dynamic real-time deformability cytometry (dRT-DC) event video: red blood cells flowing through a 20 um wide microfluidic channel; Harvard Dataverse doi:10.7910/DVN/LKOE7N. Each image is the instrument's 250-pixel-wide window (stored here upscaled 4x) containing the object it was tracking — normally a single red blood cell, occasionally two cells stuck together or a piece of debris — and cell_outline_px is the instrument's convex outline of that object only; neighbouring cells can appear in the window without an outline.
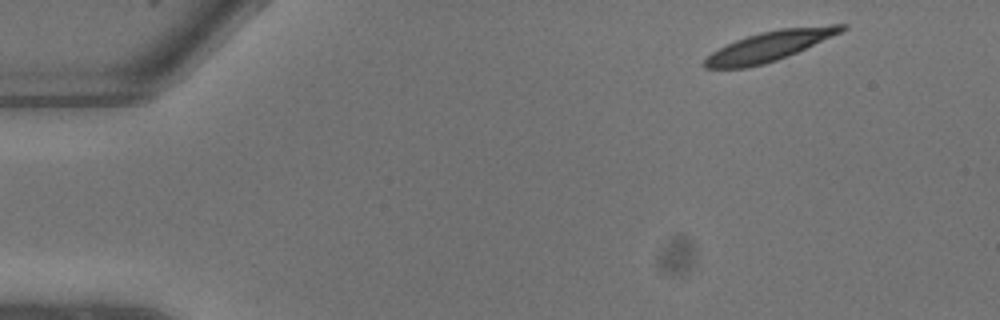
{"species": "common noctule bat (a hibernating species)", "species_latin": "Nyctalus noctula", "temperature_condition": "warm", "stored_images_in_passage": 7, "camera_frame_rate_fps": 3000, "um_per_image_px": 0.085, "animal": {"sex": "male", "body_mass_g": 13.3}, "frame": {"image": 1, "passage_image": 1, "time_ms": 0.0, "image_size_px": [1000, 320], "cell_outline_px": [[848, 28], [840, 32], [796, 52], [776, 60], [764, 64], [748, 68], [704, 68], [704, 60], [712, 52], [736, 40], [760, 32], [780, 28], [832, 24], [848, 24]], "centroid_in_image_um": [65.41, 3.91], "position_along_channel_um": 19.6, "area_um2": 23.47}}
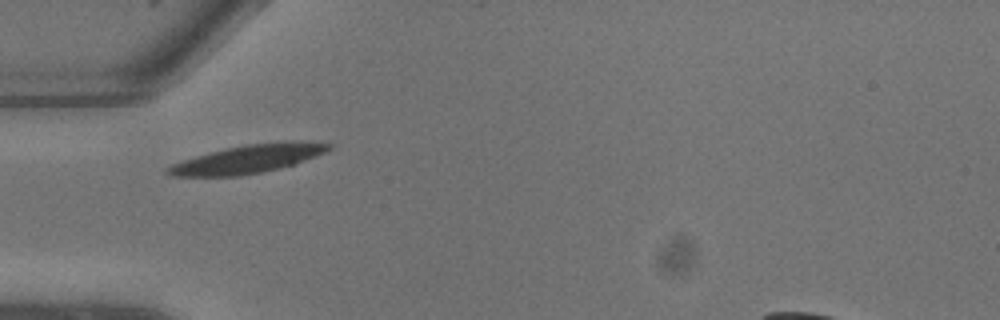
{"frame": {"image": 2, "passage_image": 6, "time_ms": 1.667, "image_size_px": [1000, 320], "cell_outline_px": [[332, 148], [316, 156], [292, 164], [260, 172], [240, 176], [168, 176], [164, 172], [164, 168], [172, 164], [196, 156], [228, 148], [248, 144], [292, 140], [300, 140], [332, 144]], "centroid_in_image_um": [21.06, 13.51], "position_along_channel_um": 63.9, "area_um2": 26.24}}